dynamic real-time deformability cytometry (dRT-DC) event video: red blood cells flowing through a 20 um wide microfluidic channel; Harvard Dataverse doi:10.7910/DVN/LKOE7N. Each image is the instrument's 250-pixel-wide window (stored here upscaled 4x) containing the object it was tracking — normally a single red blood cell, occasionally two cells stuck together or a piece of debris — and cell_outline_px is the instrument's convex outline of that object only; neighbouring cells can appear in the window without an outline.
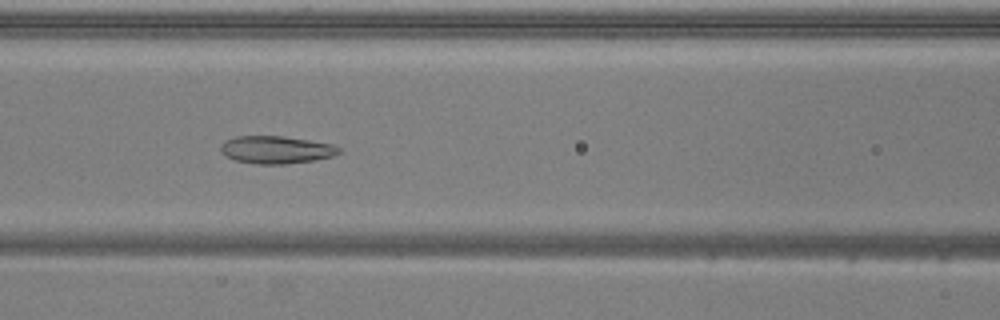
{"species": "common noctule bat (a hibernating species)", "species_latin": "Nyctalus noctula", "temperature_condition": "warm", "stored_images_in_passage": 51, "camera_frame_rate_fps": 3000, "um_per_image_px": 0.085, "animal": {"sex": "male", "body_mass_g": 20.5, "forearm_length_mm": 52.5}, "frame": {"image": 1, "passage_image": 21, "time_ms": 6.667, "image_size_px": [1000, 320], "cell_outline_px": [[344, 152], [332, 156], [316, 160], [284, 164], [256, 164], [236, 160], [220, 152], [220, 144], [224, 140], [236, 136], [284, 136], [332, 144], [340, 148]], "centroid_in_image_um": [23.48, 12.72], "position_along_channel_um": 143.1, "area_um2": 19.13}}
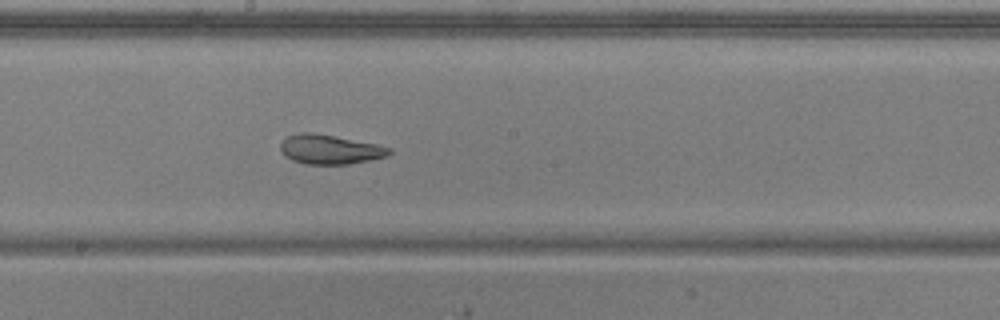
{"frame": {"image": 2, "passage_image": 27, "time_ms": 8.667, "image_size_px": [1000, 320], "cell_outline_px": [[392, 152], [388, 156], [348, 164], [304, 164], [292, 160], [284, 156], [280, 148], [280, 144], [288, 136], [300, 132], [308, 132], [332, 136], [376, 144], [392, 148]], "centroid_in_image_um": [28.03, 12.71], "position_along_channel_um": 220.2, "area_um2": 18.44}}
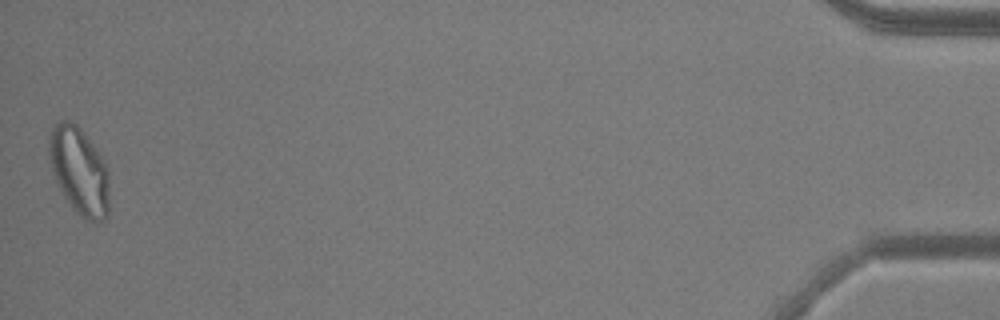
{"frame": {"image": 3, "passage_image": 51, "time_ms": 16.667, "image_size_px": [1000, 320], "cell_outline_px": [[108, 216], [104, 220], [84, 220], [72, 208], [56, 184], [52, 172], [48, 152], [48, 140], [52, 128], [56, 124], [64, 120], [72, 120], [80, 128], [96, 148], [104, 160], [108, 168]], "centroid_in_image_um": [6.72, 14.52], "position_along_channel_um": 428.5, "area_um2": 30.87}, "authors_computed_cell_mechanics": {"area_um2": 24.3338, "velocity_mm_per_s": 3.858, "shape_relaxation_time_tau1_ms": null, "shape_relaxation_time_tau2_ms": 2.1277, "deformation_change_tau1": null, "deformation_change_tau2": 0.0794}}